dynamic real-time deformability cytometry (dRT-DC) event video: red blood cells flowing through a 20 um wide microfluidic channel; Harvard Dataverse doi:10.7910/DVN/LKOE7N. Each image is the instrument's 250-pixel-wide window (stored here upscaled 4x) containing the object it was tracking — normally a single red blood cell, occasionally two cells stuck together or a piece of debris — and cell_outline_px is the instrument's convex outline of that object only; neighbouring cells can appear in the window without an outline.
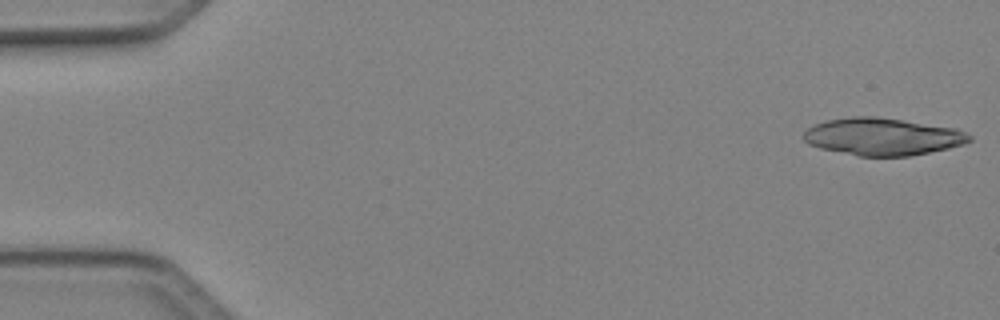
{"species": "Egyptian fruit bat (a non-hibernating species)", "species_latin": "Rousettus aegyptiacus", "temperature_condition": "cold", "stored_images_in_passage": 8, "camera_frame_rate_fps": 3000, "um_per_image_px": 0.085, "animal": {"sex": "female"}, "frame": {"image": 1, "passage_image": 1, "time_ms": 0.0, "image_size_px": [1000, 320], "cell_outline_px": [[972, 140], [964, 144], [948, 148], [908, 156], [856, 156], [820, 148], [808, 144], [804, 140], [804, 132], [808, 128], [816, 124], [828, 120], [852, 116], [872, 116], [956, 128], [972, 136]], "centroid_in_image_um": [75.01, 11.62], "position_along_channel_um": 10.0, "area_um2": 35.78}}